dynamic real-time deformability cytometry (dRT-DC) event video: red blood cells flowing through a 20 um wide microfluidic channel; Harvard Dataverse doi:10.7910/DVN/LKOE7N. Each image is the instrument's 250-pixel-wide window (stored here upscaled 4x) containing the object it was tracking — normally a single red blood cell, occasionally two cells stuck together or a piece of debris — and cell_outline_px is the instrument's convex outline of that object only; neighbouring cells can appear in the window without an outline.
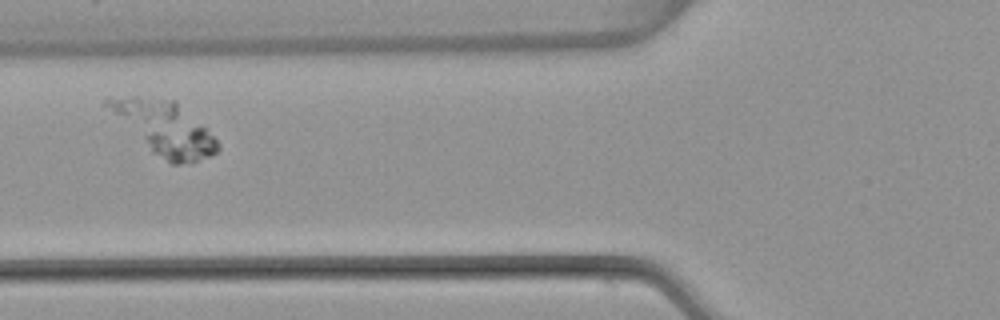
{"species": "common noctule bat (a hibernating species)", "species_latin": "Nyctalus noctula", "temperature_condition": "warm", "stored_images_in_passage": 56, "segment_of_instrument_passage": [2, 3], "camera_frame_rate_fps": 3000, "um_per_image_px": 0.085, "animal": {"sex": "female", "body_mass_g": 22.7, "forearm_length_mm": 54.2}, "frame": {"image": 1, "passage_image": 22, "time_ms": 7.0, "image_size_px": [1000, 320], "cell_outline_px": [[220, 148], [216, 152], [208, 156], [196, 160], [180, 164], [172, 164], [152, 152], [104, 104], [104, 100], [108, 96], [136, 96], [176, 100], [220, 144]], "centroid_in_image_um": [13.95, 10.86], "position_along_channel_um": 111.9, "area_um2": 33.0}}